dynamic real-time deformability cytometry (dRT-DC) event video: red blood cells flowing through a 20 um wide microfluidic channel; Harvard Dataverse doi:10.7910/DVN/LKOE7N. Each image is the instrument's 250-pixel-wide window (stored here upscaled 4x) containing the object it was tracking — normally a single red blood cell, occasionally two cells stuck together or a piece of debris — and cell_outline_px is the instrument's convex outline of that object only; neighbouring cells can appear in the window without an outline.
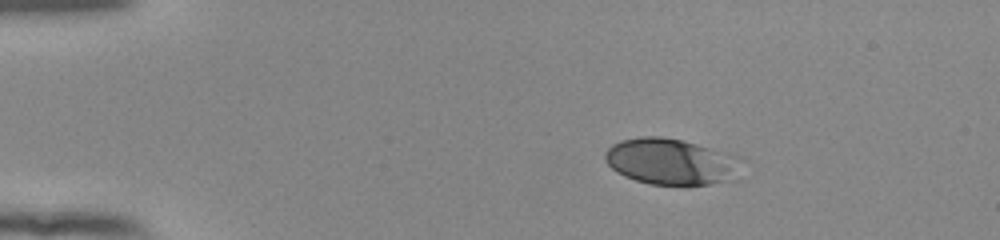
{"species": "human", "species_latin": "Homo sapiens", "temperature_condition": "room temperature", "stored_images_in_passage": 45, "camera_frame_rate_fps": 3000, "um_per_image_px": 0.085, "donor": {"sex": "female"}, "frame": {"image": 1, "passage_image": 1, "time_ms": 0.0, "image_size_px": [1000, 240], "cell_outline_px": [[744, 156], [736, 180], [688, 188], [684, 188], [648, 184], [624, 176], [616, 172], [604, 160], [604, 152], [612, 144], [620, 140], [640, 136], [660, 136], [680, 140]], "centroid_in_image_um": [57.11, 13.78], "position_along_channel_um": 27.9, "area_um2": 38.26}}
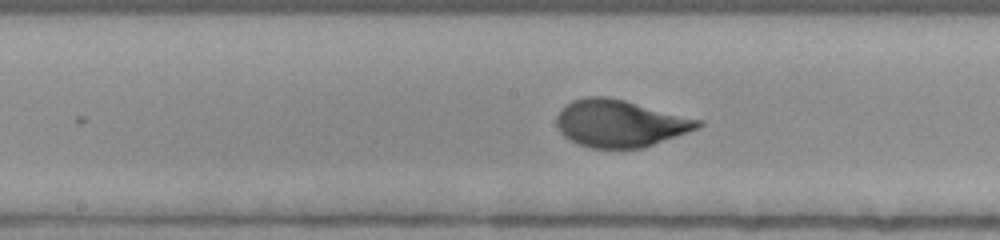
{"frame": {"image": 2, "passage_image": 20, "time_ms": 6.333, "image_size_px": [1000, 240], "cell_outline_px": [[704, 124], [696, 128], [644, 148], [592, 148], [580, 144], [564, 136], [560, 132], [556, 124], [556, 116], [560, 108], [572, 100], [584, 96], [608, 96], [704, 120]], "centroid_in_image_um": [52.67, 10.47], "position_along_channel_um": 195.5, "area_um2": 38.84}}
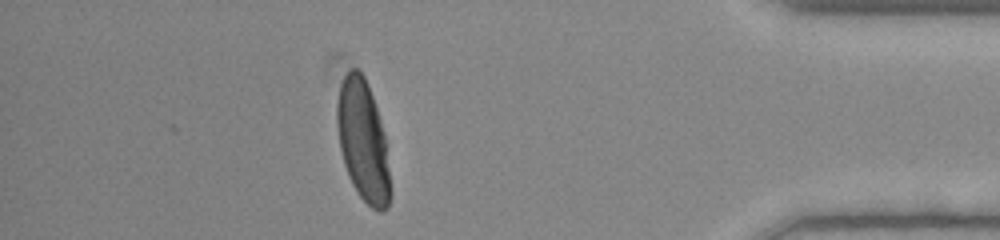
{"frame": {"image": 3, "passage_image": 39, "time_ms": 12.667, "image_size_px": [1000, 240], "cell_outline_px": [[392, 196], [388, 208], [380, 212], [372, 208], [356, 192], [348, 176], [344, 164], [340, 148], [336, 124], [336, 104], [340, 84], [344, 76], [352, 68], [356, 68], [364, 76], [368, 84], [384, 132], [392, 192]], "centroid_in_image_um": [30.85, 12.02], "position_along_channel_um": 404.3, "area_um2": 37.74}, "authors_computed_cell_mechanics": {"area_um2": 37.9746, "velocity_mm_per_s": 3.8945, "shape_relaxation_time_tau1_ms": 3.5275, "shape_relaxation_time_tau2_ms": null, "deformation_change_tau1": 0.1855, "deformation_change_tau2": null}}